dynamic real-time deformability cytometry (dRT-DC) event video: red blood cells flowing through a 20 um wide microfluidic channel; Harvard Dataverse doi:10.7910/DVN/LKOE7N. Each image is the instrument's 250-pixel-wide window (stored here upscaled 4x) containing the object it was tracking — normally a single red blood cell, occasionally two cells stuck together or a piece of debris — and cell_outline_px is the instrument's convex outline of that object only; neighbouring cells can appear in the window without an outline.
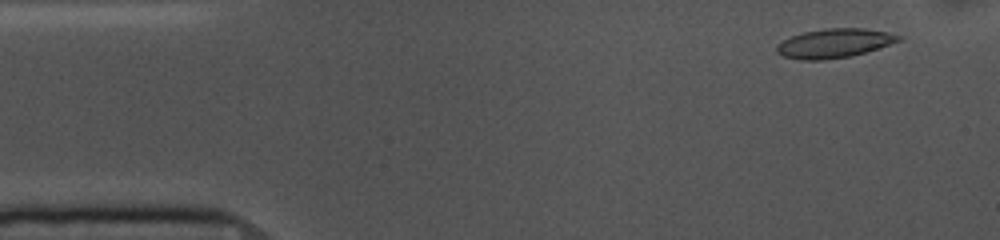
{"species": "common noctule bat (a hibernating species)", "species_latin": "Nyctalus noctula", "temperature_condition": "cold", "stored_images_in_passage": 54, "camera_frame_rate_fps": 3000, "um_per_image_px": 0.085, "animal": {"sex": "female", "body_mass_g": 10.0, "forearm_length_mm": 53.1}, "frame": {"image": 1, "passage_image": 4, "time_ms": 1.0, "image_size_px": [1000, 240], "cell_outline_px": [[904, 36], [900, 40], [880, 48], [868, 52], [852, 56], [824, 60], [800, 60], [784, 56], [776, 52], [776, 44], [792, 36], [804, 32], [828, 28], [868, 28], [888, 32]], "centroid_in_image_um": [70.95, 3.68], "position_along_channel_um": 14.0, "area_um2": 20.87}}
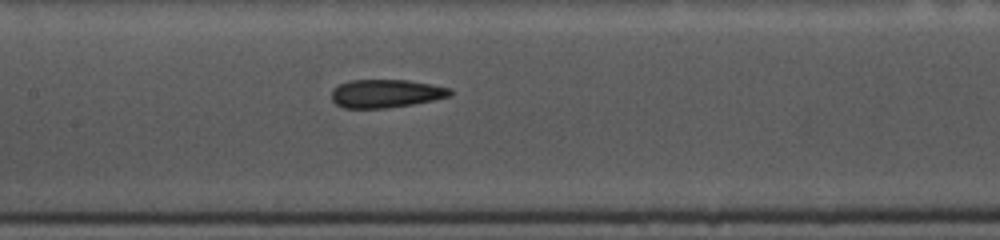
{"frame": {"image": 2, "passage_image": 24, "time_ms": 7.667, "image_size_px": [1000, 240], "cell_outline_px": [[452, 96], [412, 104], [388, 108], [344, 108], [336, 104], [332, 100], [332, 88], [348, 80], [408, 80], [432, 84], [452, 88]], "centroid_in_image_um": [32.81, 7.94], "position_along_channel_um": 174.6, "area_um2": 19.65}}
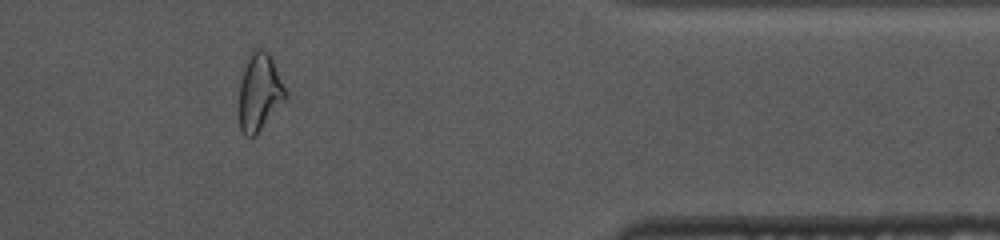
{"frame": {"image": 3, "passage_image": 44, "time_ms": 14.333, "image_size_px": [1000, 240], "cell_outline_px": [[288, 92], [284, 100], [256, 136], [244, 136], [240, 128], [240, 80], [248, 56], [252, 48], [264, 48], [268, 52]], "centroid_in_image_um": [22.05, 7.81], "position_along_channel_um": 389.3, "area_um2": 20.81}, "authors_computed_cell_mechanics": {"area_um2": 20.3456, "velocity_mm_per_s": 3.6548, "shape_relaxation_time_tau1_ms": 7.9539, "shape_relaxation_time_tau2_ms": 2.7994, "deformation_change_tau1": 0.1939, "deformation_change_tau2": 0.1153}}